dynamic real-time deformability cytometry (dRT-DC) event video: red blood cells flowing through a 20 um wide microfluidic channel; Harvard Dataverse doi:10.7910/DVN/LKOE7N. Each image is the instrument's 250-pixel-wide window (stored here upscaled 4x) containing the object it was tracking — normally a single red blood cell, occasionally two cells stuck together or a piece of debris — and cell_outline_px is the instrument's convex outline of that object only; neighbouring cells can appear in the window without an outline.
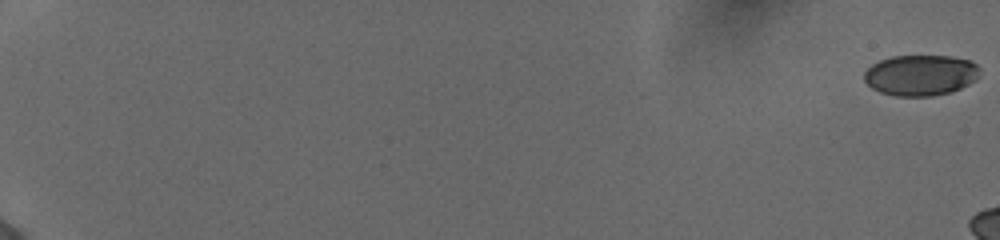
{"species": "human", "species_latin": "Homo sapiens", "temperature_condition": "cold", "stored_images_in_passage": 13, "camera_frame_rate_fps": 3000, "um_per_image_px": 0.085, "donor": {"sex": "female"}, "frame": {"image": 1, "passage_image": 1, "time_ms": 0.0, "image_size_px": [1000, 240], "cell_outline_px": [[980, 68], [976, 76], [968, 84], [952, 92], [932, 96], [896, 96], [880, 92], [872, 88], [864, 80], [864, 72], [872, 64], [880, 60], [892, 56], [952, 56], [968, 60], [976, 64]], "centroid_in_image_um": [78.22, 6.39], "position_along_channel_um": 6.8, "area_um2": 27.34}}